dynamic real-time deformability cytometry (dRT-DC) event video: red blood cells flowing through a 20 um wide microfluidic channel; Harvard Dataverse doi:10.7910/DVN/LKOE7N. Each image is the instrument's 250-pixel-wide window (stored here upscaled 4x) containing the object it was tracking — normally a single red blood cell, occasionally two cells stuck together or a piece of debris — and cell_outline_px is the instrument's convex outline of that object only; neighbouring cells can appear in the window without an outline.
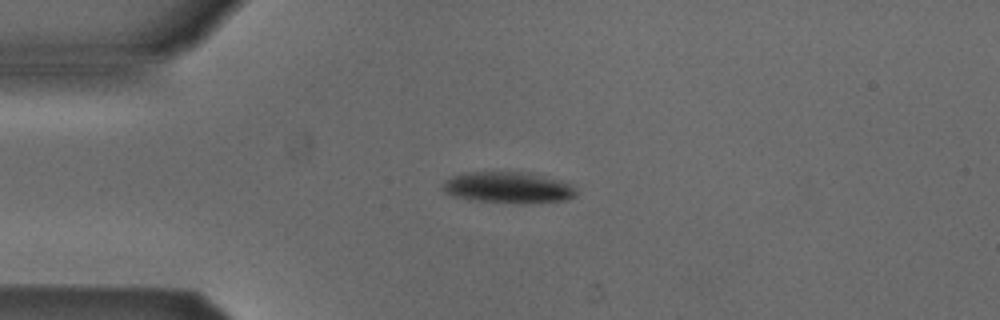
{"species": "Egyptian fruit bat (a non-hibernating species)", "species_latin": "Rousettus aegyptiacus", "temperature_condition": "cold", "stored_images_in_passage": 47, "camera_frame_rate_fps": 3000, "um_per_image_px": 0.085, "animal": {"sex": "male"}, "frame": {"image": 1, "passage_image": 12, "time_ms": 3.667, "image_size_px": [1000, 320], "cell_outline_px": [[576, 196], [564, 200], [528, 204], [516, 204], [480, 200], [452, 196], [444, 192], [444, 180], [452, 176], [468, 172], [528, 172], [560, 180], [568, 184], [576, 192]], "centroid_in_image_um": [43.19, 15.94], "position_along_channel_um": 41.8, "area_um2": 24.16}}
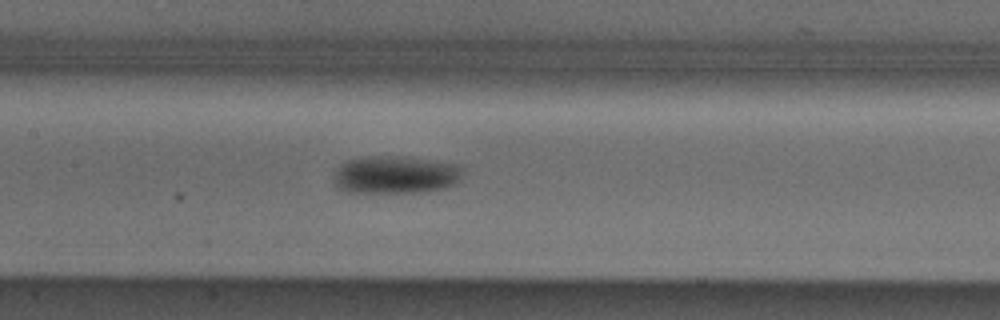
{"frame": {"image": 2, "passage_image": 24, "time_ms": 7.667, "image_size_px": [1000, 320], "cell_outline_px": [[460, 176], [452, 184], [444, 188], [424, 192], [348, 192], [336, 188], [332, 180], [332, 176], [336, 168], [340, 164], [348, 160], [364, 156], [408, 156], [460, 164]], "centroid_in_image_um": [33.53, 14.84], "position_along_channel_um": 173.9, "area_um2": 28.73}}
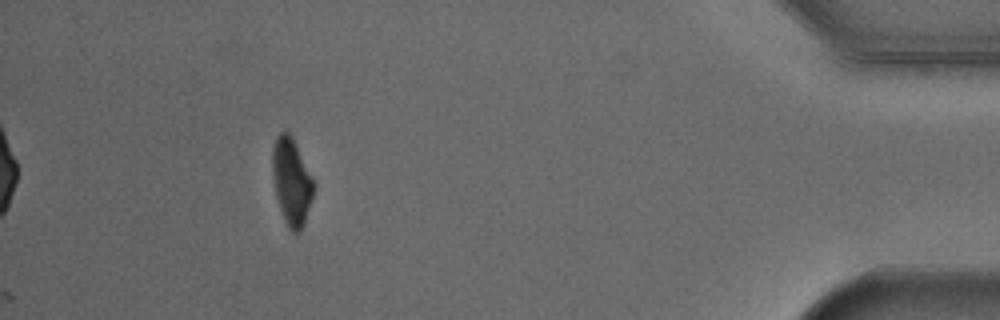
{"frame": {"image": 3, "passage_image": 47, "time_ms": 15.333, "image_size_px": [1000, 320], "cell_outline_px": [[316, 184], [304, 224], [300, 232], [292, 232], [288, 228], [284, 220], [276, 196], [272, 176], [272, 148], [276, 136], [284, 128], [292, 136]], "centroid_in_image_um": [24.78, 15.4], "position_along_channel_um": 410.4, "area_um2": 21.1}, "authors_computed_cell_mechanics": {"area_um2": 23.8714, "velocity_mm_per_s": 3.8881, "shape_relaxation_time_tau1_ms": 2.6242, "shape_relaxation_time_tau2_ms": null, "deformation_change_tau1": 0.1041, "deformation_change_tau2": null}}